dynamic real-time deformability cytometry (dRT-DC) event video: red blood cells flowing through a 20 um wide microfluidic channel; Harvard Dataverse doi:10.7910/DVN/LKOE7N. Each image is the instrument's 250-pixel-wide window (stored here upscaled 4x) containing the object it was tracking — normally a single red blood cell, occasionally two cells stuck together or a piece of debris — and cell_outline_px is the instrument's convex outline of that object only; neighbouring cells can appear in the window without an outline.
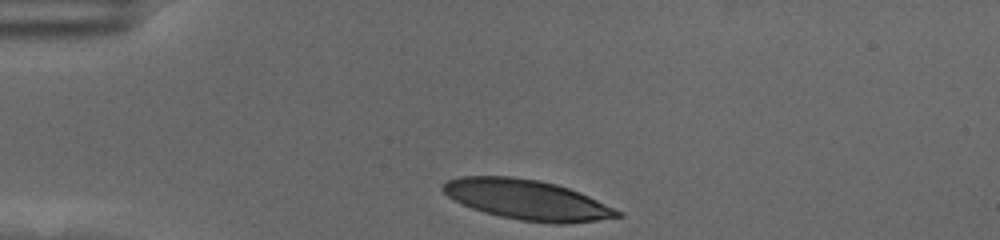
{"species": "human", "species_latin": "Homo sapiens", "temperature_condition": "cold", "stored_images_in_passage": 35, "camera_frame_rate_fps": 3000, "um_per_image_px": 0.085, "donor": {"sex": "female"}, "frame": {"image": 1, "passage_image": 1, "time_ms": 0.0, "image_size_px": [1000, 240], "cell_outline_px": [[624, 216], [596, 220], [564, 224], [552, 224], [520, 220], [500, 216], [484, 212], [472, 208], [448, 196], [440, 188], [448, 180], [460, 176], [512, 176], [540, 180], [556, 184], [580, 192], [624, 212]], "centroid_in_image_um": [44.84, 16.98], "position_along_channel_um": 40.2, "area_um2": 40.69}}
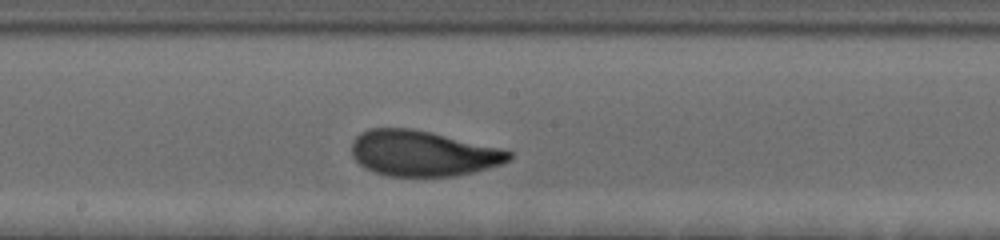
{"frame": {"image": 2, "passage_image": 19, "time_ms": 6.0, "image_size_px": [1000, 240], "cell_outline_px": [[512, 160], [488, 168], [456, 176], [388, 176], [364, 168], [352, 156], [352, 140], [360, 132], [368, 128], [412, 128], [500, 148], [512, 152]], "centroid_in_image_um": [35.91, 13.03], "position_along_channel_um": 212.3, "area_um2": 41.73}}
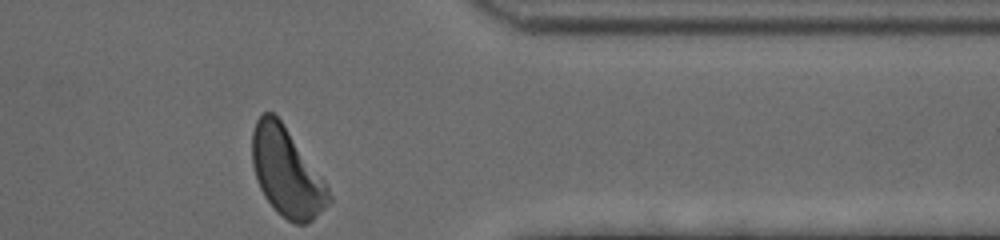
{"frame": {"image": 3, "passage_image": 35, "time_ms": 11.333, "image_size_px": [1000, 240], "cell_outline_px": [[332, 200], [312, 220], [304, 224], [296, 224], [288, 220], [276, 212], [264, 196], [256, 180], [252, 164], [252, 132], [256, 120], [264, 112], [272, 112], [280, 120], [324, 180], [332, 196]], "centroid_in_image_um": [24.35, 14.66], "position_along_channel_um": 387.1, "area_um2": 39.13}, "authors_computed_cell_mechanics": {"area_um2": 41.1536, "velocity_mm_per_s": 3.4894, "shape_relaxation_time_tau1_ms": 3.1174, "shape_relaxation_time_tau2_ms": 1.1725, "deformation_change_tau1": 0.1677, "deformation_change_tau2": 0.0728}}